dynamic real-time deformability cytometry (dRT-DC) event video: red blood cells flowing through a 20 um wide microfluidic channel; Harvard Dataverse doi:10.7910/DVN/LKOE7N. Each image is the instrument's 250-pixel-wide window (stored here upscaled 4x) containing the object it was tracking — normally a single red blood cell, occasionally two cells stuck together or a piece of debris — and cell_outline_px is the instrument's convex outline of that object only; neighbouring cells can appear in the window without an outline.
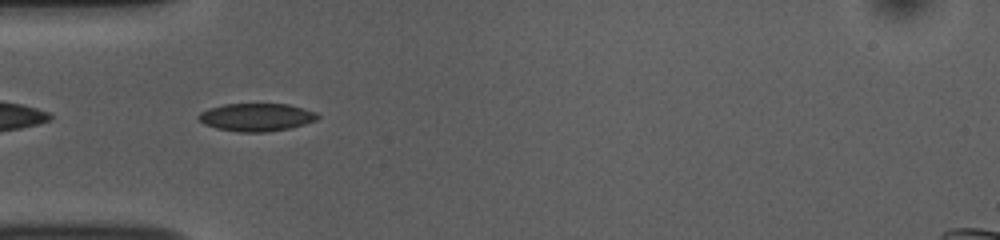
{"species": "common noctule bat (a hibernating species)", "species_latin": "Nyctalus noctula", "temperature_condition": "room temperature", "stored_images_in_passage": 38, "camera_frame_rate_fps": 3000, "um_per_image_px": 0.085, "animal": {"sex": "female", "body_mass_g": 10.0, "forearm_length_mm": 53.1}, "frame": {"image": 1, "passage_image": 2, "time_ms": 0.333, "image_size_px": [1000, 240], "cell_outline_px": [[320, 116], [316, 120], [304, 124], [288, 128], [264, 132], [240, 132], [216, 128], [204, 124], [196, 116], [200, 112], [208, 108], [224, 104], [288, 104], [316, 112]], "centroid_in_image_um": [21.77, 9.96], "position_along_channel_um": 63.2, "area_um2": 19.25}}
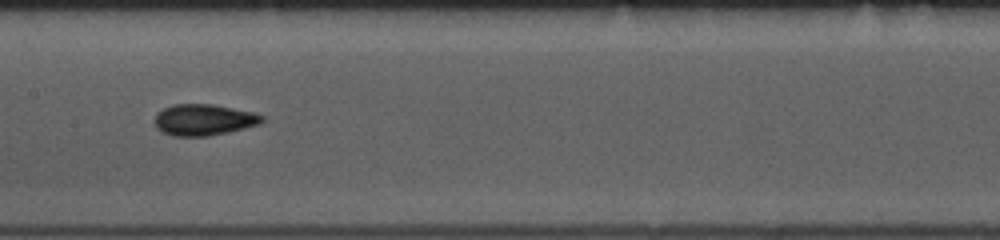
{"frame": {"image": 2, "passage_image": 12, "time_ms": 3.667, "image_size_px": [1000, 240], "cell_outline_px": [[264, 120], [260, 124], [228, 132], [208, 136], [172, 136], [156, 128], [156, 112], [172, 104], [212, 104], [252, 112], [264, 116]], "centroid_in_image_um": [17.32, 10.18], "position_along_channel_um": 190.1, "area_um2": 19.48}}
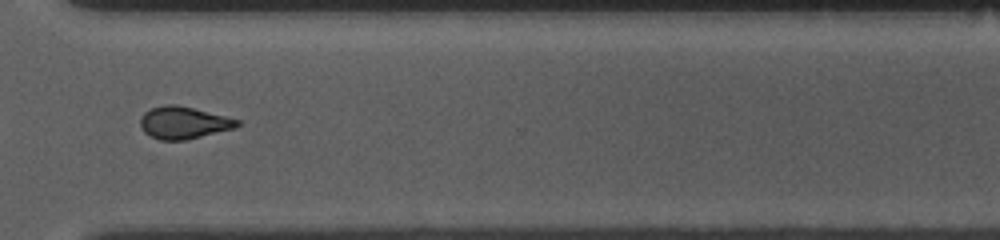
{"frame": {"image": 3, "passage_image": 25, "time_ms": 8.0, "image_size_px": [1000, 240], "cell_outline_px": [[240, 124], [236, 128], [184, 140], [160, 140], [144, 132], [140, 124], [140, 116], [144, 112], [152, 108], [164, 104], [176, 104], [240, 120]], "centroid_in_image_um": [15.58, 10.42], "position_along_channel_um": 355.0, "area_um2": 18.03}, "authors_computed_cell_mechanics": {"area_um2": 18.2359, "velocity_mm_per_s": 3.8178, "shape_relaxation_time_tau1_ms": 5.9656, "shape_relaxation_time_tau2_ms": 1.8617, "deformation_change_tau1": 0.1226, "deformation_change_tau2": 0.0685}}